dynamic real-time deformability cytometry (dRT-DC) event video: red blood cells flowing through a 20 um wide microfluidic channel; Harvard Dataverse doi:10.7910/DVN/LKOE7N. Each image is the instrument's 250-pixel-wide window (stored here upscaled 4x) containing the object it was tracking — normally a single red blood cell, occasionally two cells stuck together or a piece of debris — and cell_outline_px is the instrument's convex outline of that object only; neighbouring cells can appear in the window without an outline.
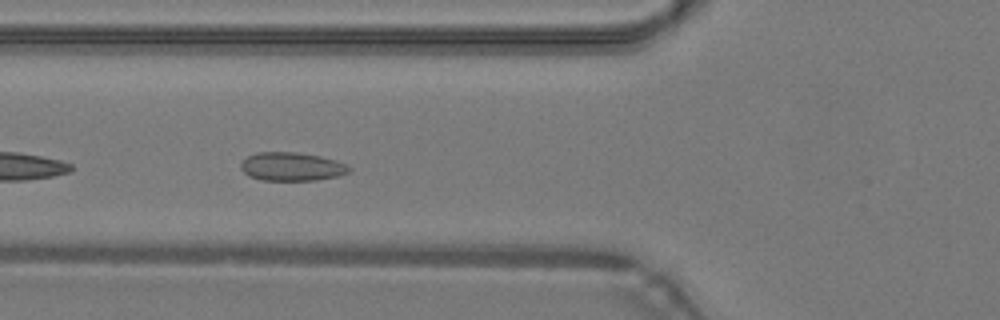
{"species": "common noctule bat (a hibernating species)", "species_latin": "Nyctalus noctula", "temperature_condition": "warm", "stored_images_in_passage": 28, "camera_frame_rate_fps": 3000, "um_per_image_px": 0.085, "animal": {"sex": "male", "body_mass_g": 19.2, "forearm_length_mm": 51.8}, "frame": {"image": 1, "passage_image": 5, "time_ms": 1.333, "image_size_px": [1000, 320], "cell_outline_px": [[352, 168], [348, 172], [336, 176], [316, 180], [260, 180], [248, 176], [240, 168], [240, 164], [248, 156], [256, 152], [296, 152], [320, 156], [336, 160], [348, 164]], "centroid_in_image_um": [24.79, 14.16], "position_along_channel_um": 101.0, "area_um2": 18.03}}
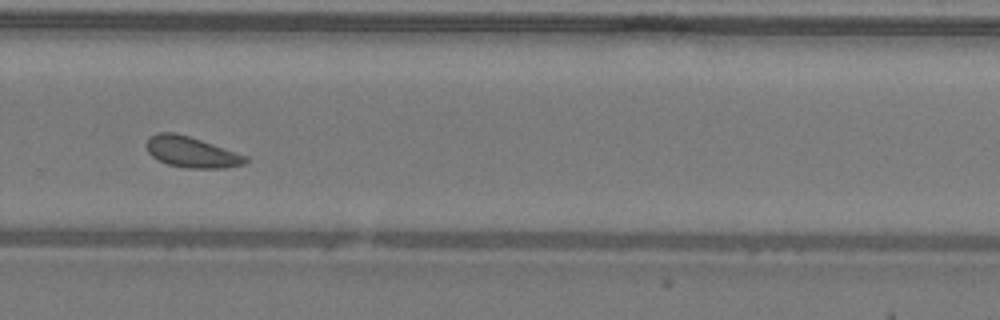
{"frame": {"image": 2, "passage_image": 20, "time_ms": 6.333, "image_size_px": [1000, 320], "cell_outline_px": [[248, 160], [244, 164], [224, 168], [184, 168], [168, 164], [156, 160], [148, 152], [148, 136], [156, 132], [176, 132], [248, 156]], "centroid_in_image_um": [16.26, 12.93], "position_along_channel_um": 313.5, "area_um2": 17.74}}